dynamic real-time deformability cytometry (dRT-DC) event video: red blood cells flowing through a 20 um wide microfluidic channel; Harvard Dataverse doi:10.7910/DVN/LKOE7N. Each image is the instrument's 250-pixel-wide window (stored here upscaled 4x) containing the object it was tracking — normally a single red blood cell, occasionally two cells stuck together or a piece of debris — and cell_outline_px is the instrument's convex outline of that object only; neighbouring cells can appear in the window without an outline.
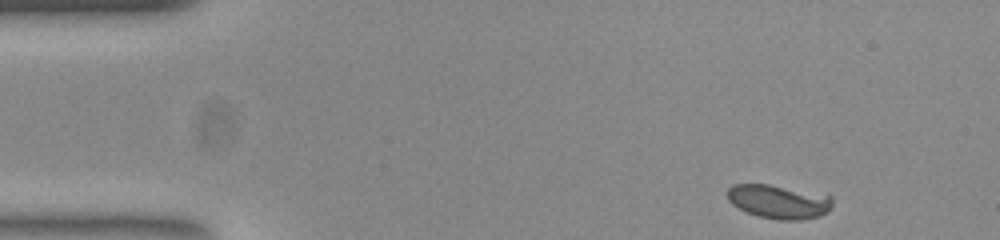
{"species": "common noctule bat (a hibernating species)", "species_latin": "Nyctalus noctula", "temperature_condition": "room temperature", "stored_images_in_passage": 50, "camera_frame_rate_fps": 3000, "um_per_image_px": 0.085, "animal": {"sex": "female", "body_mass_g": 23.0, "forearm_length_mm": 53.4}, "frame": {"image": 1, "passage_image": 1, "time_ms": 0.0, "image_size_px": [1000, 240], "cell_outline_px": [[832, 204], [828, 212], [820, 216], [800, 220], [780, 220], [756, 216], [732, 204], [728, 200], [728, 188], [732, 184], [768, 184], [832, 196]], "centroid_in_image_um": [66.19, 17.14], "position_along_channel_um": 18.8, "area_um2": 20.63}}
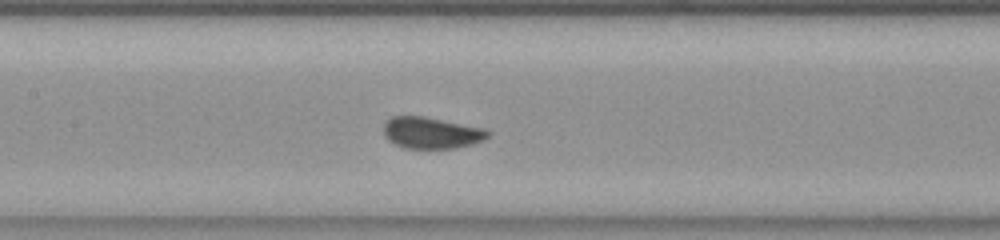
{"frame": {"image": 2, "passage_image": 21, "time_ms": 6.667, "image_size_px": [1000, 240], "cell_outline_px": [[492, 132], [484, 140], [472, 144], [456, 148], [404, 148], [388, 140], [384, 136], [384, 124], [392, 116], [420, 116], [484, 128]], "centroid_in_image_um": [36.67, 11.3], "position_along_channel_um": 170.7, "area_um2": 18.96}}
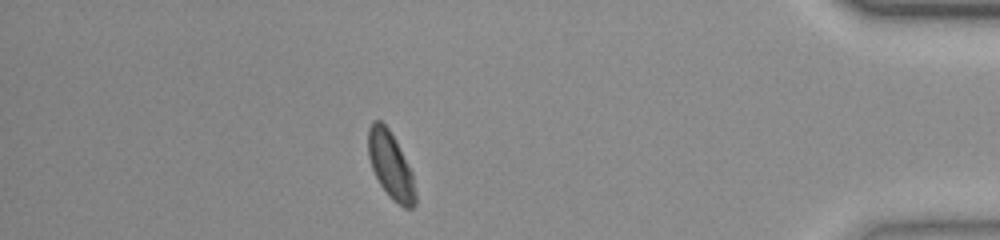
{"frame": {"image": 3, "passage_image": 43, "time_ms": 14.0, "image_size_px": [1000, 240], "cell_outline_px": [[416, 204], [412, 208], [404, 208], [392, 200], [380, 184], [372, 168], [368, 156], [368, 128], [372, 120], [380, 120], [388, 128], [396, 140], [412, 172], [416, 192]], "centroid_in_image_um": [33.21, 14.06], "position_along_channel_um": 402.0, "area_um2": 18.44}}